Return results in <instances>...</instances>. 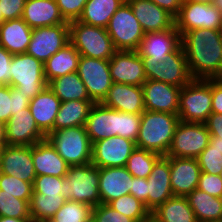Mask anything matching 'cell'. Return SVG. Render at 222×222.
Segmentation results:
<instances>
[{
	"mask_svg": "<svg viewBox=\"0 0 222 222\" xmlns=\"http://www.w3.org/2000/svg\"><path fill=\"white\" fill-rule=\"evenodd\" d=\"M181 45L192 79H222V30H190Z\"/></svg>",
	"mask_w": 222,
	"mask_h": 222,
	"instance_id": "cell-1",
	"label": "cell"
},
{
	"mask_svg": "<svg viewBox=\"0 0 222 222\" xmlns=\"http://www.w3.org/2000/svg\"><path fill=\"white\" fill-rule=\"evenodd\" d=\"M179 122L178 115L145 110L141 114L136 147L166 156Z\"/></svg>",
	"mask_w": 222,
	"mask_h": 222,
	"instance_id": "cell-2",
	"label": "cell"
},
{
	"mask_svg": "<svg viewBox=\"0 0 222 222\" xmlns=\"http://www.w3.org/2000/svg\"><path fill=\"white\" fill-rule=\"evenodd\" d=\"M46 139L69 166L91 163L92 143L85 126H75L50 132Z\"/></svg>",
	"mask_w": 222,
	"mask_h": 222,
	"instance_id": "cell-3",
	"label": "cell"
},
{
	"mask_svg": "<svg viewBox=\"0 0 222 222\" xmlns=\"http://www.w3.org/2000/svg\"><path fill=\"white\" fill-rule=\"evenodd\" d=\"M64 198L92 207L99 205V167L93 163L69 166L64 177Z\"/></svg>",
	"mask_w": 222,
	"mask_h": 222,
	"instance_id": "cell-4",
	"label": "cell"
},
{
	"mask_svg": "<svg viewBox=\"0 0 222 222\" xmlns=\"http://www.w3.org/2000/svg\"><path fill=\"white\" fill-rule=\"evenodd\" d=\"M69 37L80 56L109 60L116 51L107 30L102 27L76 20L69 23Z\"/></svg>",
	"mask_w": 222,
	"mask_h": 222,
	"instance_id": "cell-5",
	"label": "cell"
},
{
	"mask_svg": "<svg viewBox=\"0 0 222 222\" xmlns=\"http://www.w3.org/2000/svg\"><path fill=\"white\" fill-rule=\"evenodd\" d=\"M212 113L211 79H192L179 93V119L204 123Z\"/></svg>",
	"mask_w": 222,
	"mask_h": 222,
	"instance_id": "cell-6",
	"label": "cell"
},
{
	"mask_svg": "<svg viewBox=\"0 0 222 222\" xmlns=\"http://www.w3.org/2000/svg\"><path fill=\"white\" fill-rule=\"evenodd\" d=\"M11 67V86L33 99L48 83L44 76V64L26 53L13 54Z\"/></svg>",
	"mask_w": 222,
	"mask_h": 222,
	"instance_id": "cell-7",
	"label": "cell"
},
{
	"mask_svg": "<svg viewBox=\"0 0 222 222\" xmlns=\"http://www.w3.org/2000/svg\"><path fill=\"white\" fill-rule=\"evenodd\" d=\"M106 30L116 50L137 51L145 36V32L127 2L110 18Z\"/></svg>",
	"mask_w": 222,
	"mask_h": 222,
	"instance_id": "cell-8",
	"label": "cell"
},
{
	"mask_svg": "<svg viewBox=\"0 0 222 222\" xmlns=\"http://www.w3.org/2000/svg\"><path fill=\"white\" fill-rule=\"evenodd\" d=\"M210 138L204 123L180 121L166 157L197 158L208 146Z\"/></svg>",
	"mask_w": 222,
	"mask_h": 222,
	"instance_id": "cell-9",
	"label": "cell"
},
{
	"mask_svg": "<svg viewBox=\"0 0 222 222\" xmlns=\"http://www.w3.org/2000/svg\"><path fill=\"white\" fill-rule=\"evenodd\" d=\"M175 27L181 37L190 30L200 28L222 30V14L213 3L183 0L175 17Z\"/></svg>",
	"mask_w": 222,
	"mask_h": 222,
	"instance_id": "cell-10",
	"label": "cell"
},
{
	"mask_svg": "<svg viewBox=\"0 0 222 222\" xmlns=\"http://www.w3.org/2000/svg\"><path fill=\"white\" fill-rule=\"evenodd\" d=\"M143 64L146 78L149 80L161 81L180 88L192 80L182 45L169 54L166 60H161L158 63L143 61Z\"/></svg>",
	"mask_w": 222,
	"mask_h": 222,
	"instance_id": "cell-11",
	"label": "cell"
},
{
	"mask_svg": "<svg viewBox=\"0 0 222 222\" xmlns=\"http://www.w3.org/2000/svg\"><path fill=\"white\" fill-rule=\"evenodd\" d=\"M77 73L94 103H101L112 85L109 60L81 56Z\"/></svg>",
	"mask_w": 222,
	"mask_h": 222,
	"instance_id": "cell-12",
	"label": "cell"
},
{
	"mask_svg": "<svg viewBox=\"0 0 222 222\" xmlns=\"http://www.w3.org/2000/svg\"><path fill=\"white\" fill-rule=\"evenodd\" d=\"M69 42V24L33 28L26 54L44 64Z\"/></svg>",
	"mask_w": 222,
	"mask_h": 222,
	"instance_id": "cell-13",
	"label": "cell"
},
{
	"mask_svg": "<svg viewBox=\"0 0 222 222\" xmlns=\"http://www.w3.org/2000/svg\"><path fill=\"white\" fill-rule=\"evenodd\" d=\"M136 149V142L131 139L112 136L92 144V160L96 167H125L128 158Z\"/></svg>",
	"mask_w": 222,
	"mask_h": 222,
	"instance_id": "cell-14",
	"label": "cell"
},
{
	"mask_svg": "<svg viewBox=\"0 0 222 222\" xmlns=\"http://www.w3.org/2000/svg\"><path fill=\"white\" fill-rule=\"evenodd\" d=\"M109 68L113 83L142 86L147 80L137 51L116 50L109 59Z\"/></svg>",
	"mask_w": 222,
	"mask_h": 222,
	"instance_id": "cell-15",
	"label": "cell"
},
{
	"mask_svg": "<svg viewBox=\"0 0 222 222\" xmlns=\"http://www.w3.org/2000/svg\"><path fill=\"white\" fill-rule=\"evenodd\" d=\"M6 145L32 146L46 139L38 128L29 107L23 112L15 113L5 123Z\"/></svg>",
	"mask_w": 222,
	"mask_h": 222,
	"instance_id": "cell-16",
	"label": "cell"
},
{
	"mask_svg": "<svg viewBox=\"0 0 222 222\" xmlns=\"http://www.w3.org/2000/svg\"><path fill=\"white\" fill-rule=\"evenodd\" d=\"M0 173L15 176L33 184L36 172L32 146H4L0 153Z\"/></svg>",
	"mask_w": 222,
	"mask_h": 222,
	"instance_id": "cell-17",
	"label": "cell"
},
{
	"mask_svg": "<svg viewBox=\"0 0 222 222\" xmlns=\"http://www.w3.org/2000/svg\"><path fill=\"white\" fill-rule=\"evenodd\" d=\"M142 89L145 110L178 115L180 87L147 79Z\"/></svg>",
	"mask_w": 222,
	"mask_h": 222,
	"instance_id": "cell-18",
	"label": "cell"
},
{
	"mask_svg": "<svg viewBox=\"0 0 222 222\" xmlns=\"http://www.w3.org/2000/svg\"><path fill=\"white\" fill-rule=\"evenodd\" d=\"M181 45V36L176 27L163 32L146 33L142 39L138 54L143 61L166 60Z\"/></svg>",
	"mask_w": 222,
	"mask_h": 222,
	"instance_id": "cell-19",
	"label": "cell"
},
{
	"mask_svg": "<svg viewBox=\"0 0 222 222\" xmlns=\"http://www.w3.org/2000/svg\"><path fill=\"white\" fill-rule=\"evenodd\" d=\"M146 33L163 32L175 27V17L150 0H126Z\"/></svg>",
	"mask_w": 222,
	"mask_h": 222,
	"instance_id": "cell-20",
	"label": "cell"
},
{
	"mask_svg": "<svg viewBox=\"0 0 222 222\" xmlns=\"http://www.w3.org/2000/svg\"><path fill=\"white\" fill-rule=\"evenodd\" d=\"M174 196L187 197L198 186L201 170L197 158L167 157Z\"/></svg>",
	"mask_w": 222,
	"mask_h": 222,
	"instance_id": "cell-21",
	"label": "cell"
},
{
	"mask_svg": "<svg viewBox=\"0 0 222 222\" xmlns=\"http://www.w3.org/2000/svg\"><path fill=\"white\" fill-rule=\"evenodd\" d=\"M102 105L131 114H142L145 111L142 86L112 83Z\"/></svg>",
	"mask_w": 222,
	"mask_h": 222,
	"instance_id": "cell-22",
	"label": "cell"
},
{
	"mask_svg": "<svg viewBox=\"0 0 222 222\" xmlns=\"http://www.w3.org/2000/svg\"><path fill=\"white\" fill-rule=\"evenodd\" d=\"M147 209L152 213L166 200L173 197L170 181V160L162 156L147 178Z\"/></svg>",
	"mask_w": 222,
	"mask_h": 222,
	"instance_id": "cell-23",
	"label": "cell"
},
{
	"mask_svg": "<svg viewBox=\"0 0 222 222\" xmlns=\"http://www.w3.org/2000/svg\"><path fill=\"white\" fill-rule=\"evenodd\" d=\"M133 175L126 167L99 168V195L101 203L109 204L130 194Z\"/></svg>",
	"mask_w": 222,
	"mask_h": 222,
	"instance_id": "cell-24",
	"label": "cell"
},
{
	"mask_svg": "<svg viewBox=\"0 0 222 222\" xmlns=\"http://www.w3.org/2000/svg\"><path fill=\"white\" fill-rule=\"evenodd\" d=\"M91 143L118 135V110L94 103L85 123Z\"/></svg>",
	"mask_w": 222,
	"mask_h": 222,
	"instance_id": "cell-25",
	"label": "cell"
},
{
	"mask_svg": "<svg viewBox=\"0 0 222 222\" xmlns=\"http://www.w3.org/2000/svg\"><path fill=\"white\" fill-rule=\"evenodd\" d=\"M22 19L30 28L69 24L55 0H26Z\"/></svg>",
	"mask_w": 222,
	"mask_h": 222,
	"instance_id": "cell-26",
	"label": "cell"
},
{
	"mask_svg": "<svg viewBox=\"0 0 222 222\" xmlns=\"http://www.w3.org/2000/svg\"><path fill=\"white\" fill-rule=\"evenodd\" d=\"M32 158L36 176L65 177L68 172L69 165L47 139L32 145Z\"/></svg>",
	"mask_w": 222,
	"mask_h": 222,
	"instance_id": "cell-27",
	"label": "cell"
},
{
	"mask_svg": "<svg viewBox=\"0 0 222 222\" xmlns=\"http://www.w3.org/2000/svg\"><path fill=\"white\" fill-rule=\"evenodd\" d=\"M61 101L46 86L29 103V110L35 119L38 128L47 136L53 132L54 121L59 112Z\"/></svg>",
	"mask_w": 222,
	"mask_h": 222,
	"instance_id": "cell-28",
	"label": "cell"
},
{
	"mask_svg": "<svg viewBox=\"0 0 222 222\" xmlns=\"http://www.w3.org/2000/svg\"><path fill=\"white\" fill-rule=\"evenodd\" d=\"M32 28L22 18L6 20L0 25V46L11 54L26 53Z\"/></svg>",
	"mask_w": 222,
	"mask_h": 222,
	"instance_id": "cell-29",
	"label": "cell"
},
{
	"mask_svg": "<svg viewBox=\"0 0 222 222\" xmlns=\"http://www.w3.org/2000/svg\"><path fill=\"white\" fill-rule=\"evenodd\" d=\"M80 57L79 52L70 42L56 52L44 63V76L47 83L77 71Z\"/></svg>",
	"mask_w": 222,
	"mask_h": 222,
	"instance_id": "cell-30",
	"label": "cell"
},
{
	"mask_svg": "<svg viewBox=\"0 0 222 222\" xmlns=\"http://www.w3.org/2000/svg\"><path fill=\"white\" fill-rule=\"evenodd\" d=\"M92 100H69L61 102L56 115L53 131L75 126H85Z\"/></svg>",
	"mask_w": 222,
	"mask_h": 222,
	"instance_id": "cell-31",
	"label": "cell"
},
{
	"mask_svg": "<svg viewBox=\"0 0 222 222\" xmlns=\"http://www.w3.org/2000/svg\"><path fill=\"white\" fill-rule=\"evenodd\" d=\"M197 222H218L222 215V198L211 196L198 188L188 196Z\"/></svg>",
	"mask_w": 222,
	"mask_h": 222,
	"instance_id": "cell-32",
	"label": "cell"
},
{
	"mask_svg": "<svg viewBox=\"0 0 222 222\" xmlns=\"http://www.w3.org/2000/svg\"><path fill=\"white\" fill-rule=\"evenodd\" d=\"M155 222H197L187 197L173 196L151 213Z\"/></svg>",
	"mask_w": 222,
	"mask_h": 222,
	"instance_id": "cell-33",
	"label": "cell"
},
{
	"mask_svg": "<svg viewBox=\"0 0 222 222\" xmlns=\"http://www.w3.org/2000/svg\"><path fill=\"white\" fill-rule=\"evenodd\" d=\"M126 2V0H87L78 21L107 28L110 18Z\"/></svg>",
	"mask_w": 222,
	"mask_h": 222,
	"instance_id": "cell-34",
	"label": "cell"
},
{
	"mask_svg": "<svg viewBox=\"0 0 222 222\" xmlns=\"http://www.w3.org/2000/svg\"><path fill=\"white\" fill-rule=\"evenodd\" d=\"M48 87L61 102L69 100H91L86 86L77 71L57 77L48 83Z\"/></svg>",
	"mask_w": 222,
	"mask_h": 222,
	"instance_id": "cell-35",
	"label": "cell"
},
{
	"mask_svg": "<svg viewBox=\"0 0 222 222\" xmlns=\"http://www.w3.org/2000/svg\"><path fill=\"white\" fill-rule=\"evenodd\" d=\"M66 201L62 195L46 196L33 193L29 202L31 221L44 222L51 220Z\"/></svg>",
	"mask_w": 222,
	"mask_h": 222,
	"instance_id": "cell-36",
	"label": "cell"
},
{
	"mask_svg": "<svg viewBox=\"0 0 222 222\" xmlns=\"http://www.w3.org/2000/svg\"><path fill=\"white\" fill-rule=\"evenodd\" d=\"M30 101L17 87L0 85V121L6 123L15 113L23 112Z\"/></svg>",
	"mask_w": 222,
	"mask_h": 222,
	"instance_id": "cell-37",
	"label": "cell"
},
{
	"mask_svg": "<svg viewBox=\"0 0 222 222\" xmlns=\"http://www.w3.org/2000/svg\"><path fill=\"white\" fill-rule=\"evenodd\" d=\"M161 157L162 155L156 152L136 147L128 158L125 167L133 175V177L148 178L155 163Z\"/></svg>",
	"mask_w": 222,
	"mask_h": 222,
	"instance_id": "cell-38",
	"label": "cell"
},
{
	"mask_svg": "<svg viewBox=\"0 0 222 222\" xmlns=\"http://www.w3.org/2000/svg\"><path fill=\"white\" fill-rule=\"evenodd\" d=\"M108 205L135 222H146L151 219V213L145 204L131 194L123 195L111 201Z\"/></svg>",
	"mask_w": 222,
	"mask_h": 222,
	"instance_id": "cell-39",
	"label": "cell"
},
{
	"mask_svg": "<svg viewBox=\"0 0 222 222\" xmlns=\"http://www.w3.org/2000/svg\"><path fill=\"white\" fill-rule=\"evenodd\" d=\"M93 207L75 201H66L55 213L52 222H91Z\"/></svg>",
	"mask_w": 222,
	"mask_h": 222,
	"instance_id": "cell-40",
	"label": "cell"
},
{
	"mask_svg": "<svg viewBox=\"0 0 222 222\" xmlns=\"http://www.w3.org/2000/svg\"><path fill=\"white\" fill-rule=\"evenodd\" d=\"M0 217L31 219L29 202L0 190Z\"/></svg>",
	"mask_w": 222,
	"mask_h": 222,
	"instance_id": "cell-41",
	"label": "cell"
},
{
	"mask_svg": "<svg viewBox=\"0 0 222 222\" xmlns=\"http://www.w3.org/2000/svg\"><path fill=\"white\" fill-rule=\"evenodd\" d=\"M0 190L15 198L30 202L33 194V184L16 178L12 175L0 173Z\"/></svg>",
	"mask_w": 222,
	"mask_h": 222,
	"instance_id": "cell-42",
	"label": "cell"
},
{
	"mask_svg": "<svg viewBox=\"0 0 222 222\" xmlns=\"http://www.w3.org/2000/svg\"><path fill=\"white\" fill-rule=\"evenodd\" d=\"M33 193H40L46 196L62 195L64 197V177L36 176L33 183Z\"/></svg>",
	"mask_w": 222,
	"mask_h": 222,
	"instance_id": "cell-43",
	"label": "cell"
},
{
	"mask_svg": "<svg viewBox=\"0 0 222 222\" xmlns=\"http://www.w3.org/2000/svg\"><path fill=\"white\" fill-rule=\"evenodd\" d=\"M200 170L204 173L220 175L222 171V150L215 149L211 145L197 157Z\"/></svg>",
	"mask_w": 222,
	"mask_h": 222,
	"instance_id": "cell-44",
	"label": "cell"
},
{
	"mask_svg": "<svg viewBox=\"0 0 222 222\" xmlns=\"http://www.w3.org/2000/svg\"><path fill=\"white\" fill-rule=\"evenodd\" d=\"M141 114H131L118 111V136L137 141Z\"/></svg>",
	"mask_w": 222,
	"mask_h": 222,
	"instance_id": "cell-45",
	"label": "cell"
},
{
	"mask_svg": "<svg viewBox=\"0 0 222 222\" xmlns=\"http://www.w3.org/2000/svg\"><path fill=\"white\" fill-rule=\"evenodd\" d=\"M91 222H135L130 217L124 216L112 209L110 205L100 203L93 207Z\"/></svg>",
	"mask_w": 222,
	"mask_h": 222,
	"instance_id": "cell-46",
	"label": "cell"
},
{
	"mask_svg": "<svg viewBox=\"0 0 222 222\" xmlns=\"http://www.w3.org/2000/svg\"><path fill=\"white\" fill-rule=\"evenodd\" d=\"M61 15L70 23L80 18L87 0H55Z\"/></svg>",
	"mask_w": 222,
	"mask_h": 222,
	"instance_id": "cell-47",
	"label": "cell"
},
{
	"mask_svg": "<svg viewBox=\"0 0 222 222\" xmlns=\"http://www.w3.org/2000/svg\"><path fill=\"white\" fill-rule=\"evenodd\" d=\"M204 124L211 135L209 145L222 150V114L212 112Z\"/></svg>",
	"mask_w": 222,
	"mask_h": 222,
	"instance_id": "cell-48",
	"label": "cell"
},
{
	"mask_svg": "<svg viewBox=\"0 0 222 222\" xmlns=\"http://www.w3.org/2000/svg\"><path fill=\"white\" fill-rule=\"evenodd\" d=\"M197 188L211 196L222 198V179L220 175L201 172Z\"/></svg>",
	"mask_w": 222,
	"mask_h": 222,
	"instance_id": "cell-49",
	"label": "cell"
},
{
	"mask_svg": "<svg viewBox=\"0 0 222 222\" xmlns=\"http://www.w3.org/2000/svg\"><path fill=\"white\" fill-rule=\"evenodd\" d=\"M26 0H0V13L3 19L13 20L22 18Z\"/></svg>",
	"mask_w": 222,
	"mask_h": 222,
	"instance_id": "cell-50",
	"label": "cell"
},
{
	"mask_svg": "<svg viewBox=\"0 0 222 222\" xmlns=\"http://www.w3.org/2000/svg\"><path fill=\"white\" fill-rule=\"evenodd\" d=\"M13 54L9 53L3 46H0V85L11 86V67Z\"/></svg>",
	"mask_w": 222,
	"mask_h": 222,
	"instance_id": "cell-51",
	"label": "cell"
},
{
	"mask_svg": "<svg viewBox=\"0 0 222 222\" xmlns=\"http://www.w3.org/2000/svg\"><path fill=\"white\" fill-rule=\"evenodd\" d=\"M212 112L222 114V79H211Z\"/></svg>",
	"mask_w": 222,
	"mask_h": 222,
	"instance_id": "cell-52",
	"label": "cell"
},
{
	"mask_svg": "<svg viewBox=\"0 0 222 222\" xmlns=\"http://www.w3.org/2000/svg\"><path fill=\"white\" fill-rule=\"evenodd\" d=\"M130 194L142 201L147 208V178L133 177Z\"/></svg>",
	"mask_w": 222,
	"mask_h": 222,
	"instance_id": "cell-53",
	"label": "cell"
},
{
	"mask_svg": "<svg viewBox=\"0 0 222 222\" xmlns=\"http://www.w3.org/2000/svg\"><path fill=\"white\" fill-rule=\"evenodd\" d=\"M162 9L176 17L180 11L183 0H150Z\"/></svg>",
	"mask_w": 222,
	"mask_h": 222,
	"instance_id": "cell-54",
	"label": "cell"
},
{
	"mask_svg": "<svg viewBox=\"0 0 222 222\" xmlns=\"http://www.w3.org/2000/svg\"><path fill=\"white\" fill-rule=\"evenodd\" d=\"M6 146L5 123L0 121V148Z\"/></svg>",
	"mask_w": 222,
	"mask_h": 222,
	"instance_id": "cell-55",
	"label": "cell"
},
{
	"mask_svg": "<svg viewBox=\"0 0 222 222\" xmlns=\"http://www.w3.org/2000/svg\"><path fill=\"white\" fill-rule=\"evenodd\" d=\"M0 222H32L31 219H17L11 217H1Z\"/></svg>",
	"mask_w": 222,
	"mask_h": 222,
	"instance_id": "cell-56",
	"label": "cell"
},
{
	"mask_svg": "<svg viewBox=\"0 0 222 222\" xmlns=\"http://www.w3.org/2000/svg\"><path fill=\"white\" fill-rule=\"evenodd\" d=\"M213 4L217 8V10L220 11L222 14V0H214Z\"/></svg>",
	"mask_w": 222,
	"mask_h": 222,
	"instance_id": "cell-57",
	"label": "cell"
},
{
	"mask_svg": "<svg viewBox=\"0 0 222 222\" xmlns=\"http://www.w3.org/2000/svg\"><path fill=\"white\" fill-rule=\"evenodd\" d=\"M196 2H203V3H213L214 0H193Z\"/></svg>",
	"mask_w": 222,
	"mask_h": 222,
	"instance_id": "cell-58",
	"label": "cell"
},
{
	"mask_svg": "<svg viewBox=\"0 0 222 222\" xmlns=\"http://www.w3.org/2000/svg\"><path fill=\"white\" fill-rule=\"evenodd\" d=\"M5 20L2 17V13H0V25L4 22Z\"/></svg>",
	"mask_w": 222,
	"mask_h": 222,
	"instance_id": "cell-59",
	"label": "cell"
},
{
	"mask_svg": "<svg viewBox=\"0 0 222 222\" xmlns=\"http://www.w3.org/2000/svg\"><path fill=\"white\" fill-rule=\"evenodd\" d=\"M146 222H155V221L151 218L150 220H148Z\"/></svg>",
	"mask_w": 222,
	"mask_h": 222,
	"instance_id": "cell-60",
	"label": "cell"
}]
</instances>
